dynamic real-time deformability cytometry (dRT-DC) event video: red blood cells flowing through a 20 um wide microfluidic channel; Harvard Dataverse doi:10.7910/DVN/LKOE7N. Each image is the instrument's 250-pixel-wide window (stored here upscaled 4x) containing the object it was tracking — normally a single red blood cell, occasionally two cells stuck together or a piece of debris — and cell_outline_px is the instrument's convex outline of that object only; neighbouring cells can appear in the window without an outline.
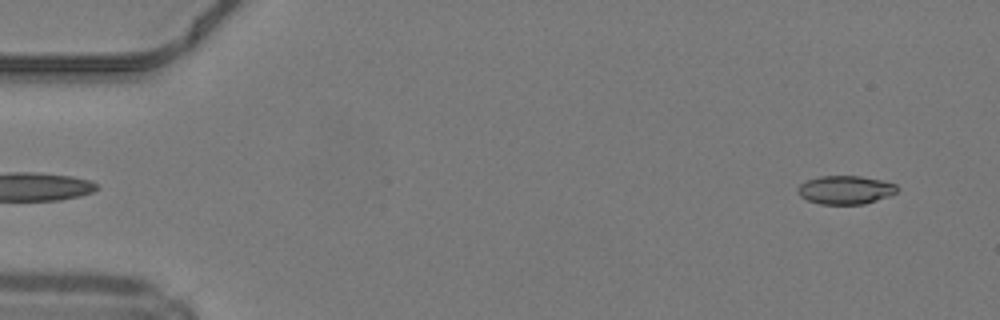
{"species": "common noctule bat (a hibernating species)", "species_latin": "Nyctalus noctula", "temperature_condition": "warm", "stored_images_in_passage": 49, "camera_frame_rate_fps": 3000, "um_per_image_px": 0.085, "animal": {"sex": "male", "body_mass_g": 19.2, "forearm_length_mm": 51.8}, "frame": {"image": 1, "passage_image": 3, "time_ms": 0.667, "image_size_px": [1000, 320], "cell_outline_px": [[896, 192], [888, 196], [864, 204], [820, 204], [808, 200], [800, 196], [796, 192], [796, 188], [800, 184], [808, 180], [820, 176], [860, 176], [884, 180], [896, 184]], "centroid_in_image_um": [71.83, 16.13], "position_along_channel_um": 13.2, "area_um2": 16.47}}
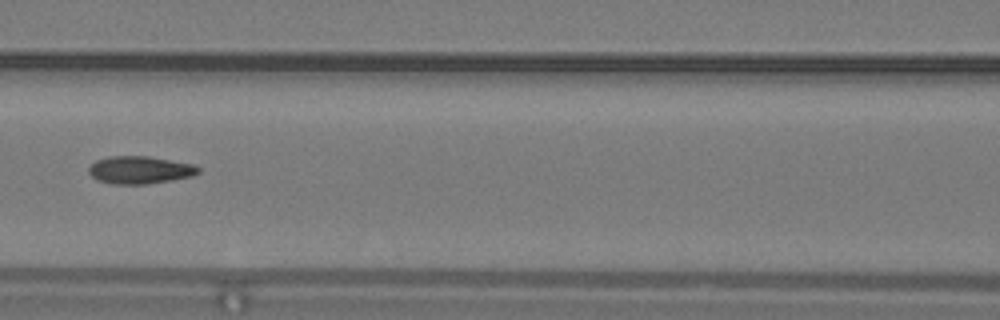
{"frame": {"image": 2, "passage_image": 22, "time_ms": 7.0, "image_size_px": [1000, 320], "cell_outline_px": [[200, 172], [192, 176], [172, 180], [144, 184], [112, 184], [96, 180], [88, 172], [88, 168], [96, 160], [108, 156], [148, 156], [192, 164], [200, 168]], "centroid_in_image_um": [11.86, 14.45], "position_along_channel_um": 154.7, "area_um2": 17.63}}
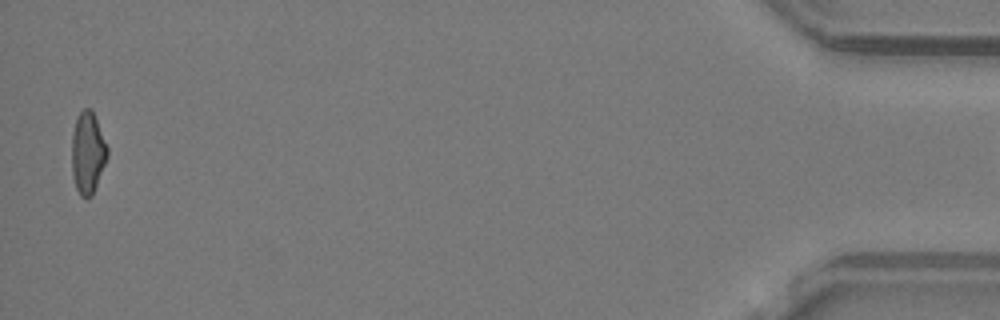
{"frame": {"image": 3, "passage_image": 48, "time_ms": 15.667, "image_size_px": [1000, 320], "cell_outline_px": [[108, 156], [92, 196], [88, 200], [80, 196], [76, 188], [72, 176], [72, 136], [76, 120], [80, 112], [84, 108], [92, 108], [108, 148]], "centroid_in_image_um": [7.46, 13.02], "position_along_channel_um": 427.7, "area_um2": 17.05}}